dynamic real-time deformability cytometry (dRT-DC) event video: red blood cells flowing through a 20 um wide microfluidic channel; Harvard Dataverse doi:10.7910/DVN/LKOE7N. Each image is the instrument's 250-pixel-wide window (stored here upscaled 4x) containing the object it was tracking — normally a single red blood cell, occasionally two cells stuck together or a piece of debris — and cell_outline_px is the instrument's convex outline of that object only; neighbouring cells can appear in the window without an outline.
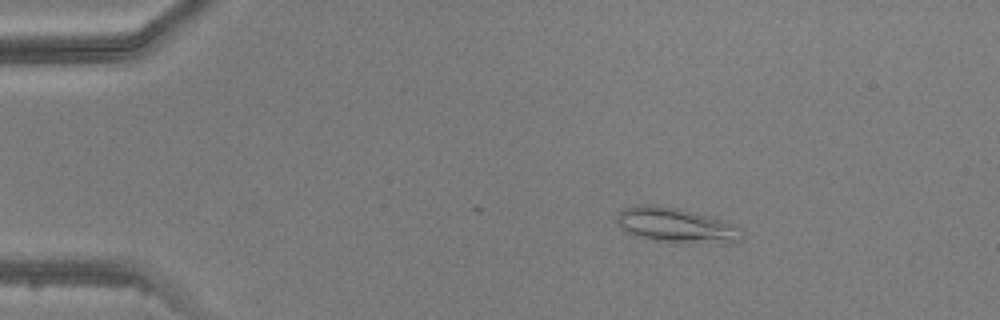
{"species": "common noctule bat (a hibernating species)", "species_latin": "Nyctalus noctula", "temperature_condition": "warm", "stored_images_in_passage": 5, "camera_frame_rate_fps": 3000, "um_per_image_px": 0.085, "animal": {"sex": "male", "body_mass_g": 20.5, "forearm_length_mm": 52.5}, "frame": {"image": 1, "passage_image": 3, "time_ms": 2.333, "image_size_px": [1000, 320], "cell_outline_px": [[744, 236], [740, 240], [728, 244], [716, 244], [656, 240], [632, 236], [624, 232], [616, 224], [616, 216], [624, 208], [640, 204], [648, 204], [680, 208], [736, 224], [744, 232]], "centroid_in_image_um": [57.48, 19.16], "position_along_channel_um": 27.5, "area_um2": 25.84}}